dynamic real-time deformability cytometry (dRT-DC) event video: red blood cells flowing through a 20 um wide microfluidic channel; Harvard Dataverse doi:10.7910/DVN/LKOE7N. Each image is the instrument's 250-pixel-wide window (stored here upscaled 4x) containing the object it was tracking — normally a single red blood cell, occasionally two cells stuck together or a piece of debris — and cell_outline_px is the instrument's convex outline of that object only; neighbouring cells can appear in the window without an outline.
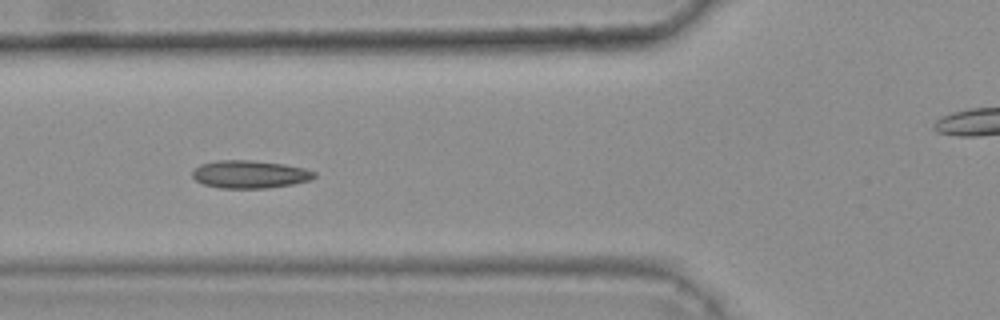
{"species": "common noctule bat (a hibernating species)", "species_latin": "Nyctalus noctula", "temperature_condition": "warm", "stored_images_in_passage": 47, "camera_frame_rate_fps": 3000, "um_per_image_px": 0.085, "animal": {"sex": "female", "body_mass_g": 25.1}, "frame": {"image": 1, "passage_image": 21, "time_ms": 6.667, "image_size_px": [1000, 320], "cell_outline_px": [[316, 176], [308, 180], [292, 184], [268, 188], [220, 188], [204, 184], [196, 180], [192, 176], [192, 172], [200, 164], [216, 160], [252, 160], [284, 164], [304, 168], [316, 172]], "centroid_in_image_um": [21.22, 14.81], "position_along_channel_um": 104.6, "area_um2": 19.71}, "authors_computed_cell_mechanics": {"area_um2": 19.2474, "velocity_mm_per_s": 3.6874, "shape_relaxation_time_tau1_ms": null, "shape_relaxation_time_tau2_ms": 2.4, "deformation_change_tau1": null, "deformation_change_tau2": 0.072}}